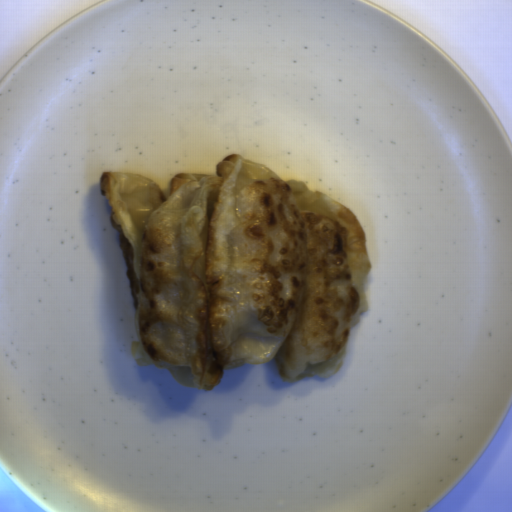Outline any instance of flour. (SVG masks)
Listing matches in <instances>:
<instances>
[{
	"label": "flour",
	"mask_w": 512,
	"mask_h": 512,
	"mask_svg": "<svg viewBox=\"0 0 512 512\" xmlns=\"http://www.w3.org/2000/svg\"><path fill=\"white\" fill-rule=\"evenodd\" d=\"M127 264L137 366L208 391L228 368L275 360L283 381L326 378L369 309L372 264L342 203L231 154L216 174L103 171Z\"/></svg>",
	"instance_id": "obj_1"
}]
</instances>
